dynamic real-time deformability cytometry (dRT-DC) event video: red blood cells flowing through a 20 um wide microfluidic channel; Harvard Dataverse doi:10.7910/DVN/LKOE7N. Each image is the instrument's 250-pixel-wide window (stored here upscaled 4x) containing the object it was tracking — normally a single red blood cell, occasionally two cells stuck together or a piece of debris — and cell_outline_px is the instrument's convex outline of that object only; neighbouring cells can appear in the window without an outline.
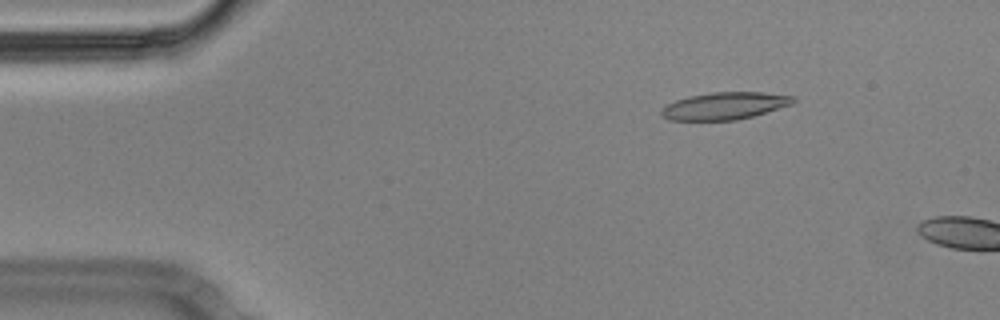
{"species": "Egyptian fruit bat (a non-hibernating species)", "species_latin": "Rousettus aegyptiacus", "temperature_condition": "cold", "stored_images_in_passage": 4, "camera_frame_rate_fps": 3000, "um_per_image_px": 0.085, "animal": {"sex": "male"}, "frame": {"image": 1, "passage_image": 1, "time_ms": 0.0, "image_size_px": [1000, 320], "cell_outline_px": [[796, 100], [792, 104], [752, 116], [736, 120], [668, 120], [660, 112], [660, 108], [676, 100], [688, 96], [712, 92], [760, 92], [796, 96]], "centroid_in_image_um": [61.59, 8.99], "position_along_channel_um": 23.4, "area_um2": 20.87}}